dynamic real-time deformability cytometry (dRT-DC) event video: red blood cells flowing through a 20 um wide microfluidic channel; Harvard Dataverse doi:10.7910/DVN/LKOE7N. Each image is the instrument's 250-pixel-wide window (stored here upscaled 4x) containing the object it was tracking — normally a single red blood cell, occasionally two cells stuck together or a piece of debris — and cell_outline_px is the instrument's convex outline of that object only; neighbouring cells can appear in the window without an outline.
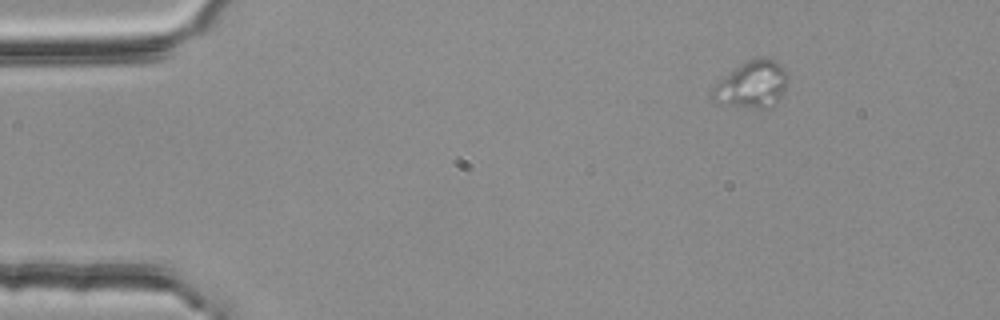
{"species": "common noctule bat (a hibernating species)", "species_latin": "Nyctalus noctula", "temperature_condition": "room temperature", "stored_images_in_passage": 3, "camera_frame_rate_fps": 3000, "um_per_image_px": 0.085, "animal": {"sex": "female", "body_mass_g": 25.1}, "frame": {"image": 1, "passage_image": 1, "time_ms": 0.0, "image_size_px": [1000, 320], "cell_outline_px": [[788, 80], [784, 92], [772, 108], [756, 108], [720, 104], [708, 96], [712, 84], [740, 64], [748, 60], [760, 56], [768, 56], [776, 60], [788, 72]], "centroid_in_image_um": [63.9, 7.16], "position_along_channel_um": 21.1, "area_um2": 21.39}}
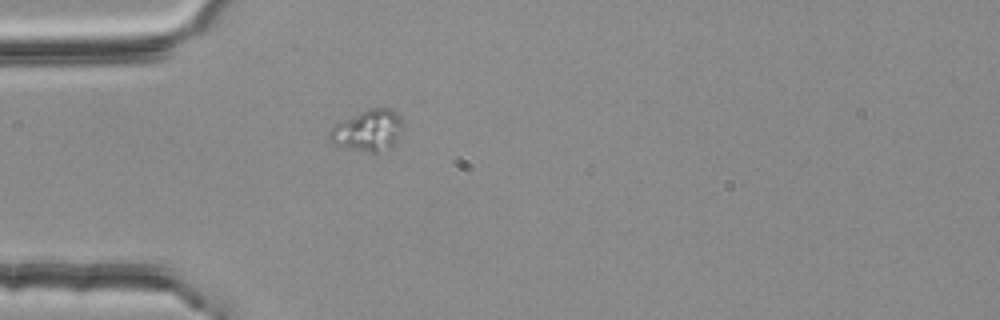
{"frame": {"image": 2, "passage_image": 3, "time_ms": 0.667, "image_size_px": [1000, 320], "cell_outline_px": [[404, 128], [392, 148], [376, 152], [368, 152], [332, 144], [328, 140], [328, 132], [336, 124], [360, 112], [372, 108], [392, 108], [404, 120]], "centroid_in_image_um": [31.33, 11.09], "position_along_channel_um": 53.7, "area_um2": 17.8}}